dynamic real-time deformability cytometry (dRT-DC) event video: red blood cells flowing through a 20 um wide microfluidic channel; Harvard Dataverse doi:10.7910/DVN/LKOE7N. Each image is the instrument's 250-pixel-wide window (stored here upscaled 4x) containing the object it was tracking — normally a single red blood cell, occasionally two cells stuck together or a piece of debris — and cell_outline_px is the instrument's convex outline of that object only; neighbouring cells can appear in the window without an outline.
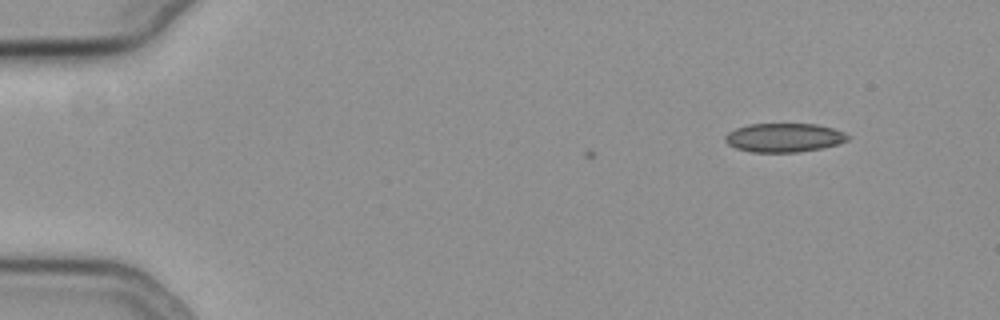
{"species": "common noctule bat (a hibernating species)", "species_latin": "Nyctalus noctula", "temperature_condition": "cold", "stored_images_in_passage": 7, "camera_frame_rate_fps": 3000, "um_per_image_px": 0.085, "animal": {"sex": "female", "body_mass_g": 19.3, "forearm_length_mm": 54.1}, "frame": {"image": 1, "passage_image": 1, "time_ms": 0.0, "image_size_px": [1000, 320], "cell_outline_px": [[852, 136], [848, 140], [836, 144], [820, 148], [800, 152], [752, 152], [736, 148], [728, 144], [724, 140], [724, 136], [728, 132], [736, 128], [748, 124], [816, 124], [832, 128], [844, 132]], "centroid_in_image_um": [66.63, 11.69], "position_along_channel_um": 18.4, "area_um2": 20.63}}